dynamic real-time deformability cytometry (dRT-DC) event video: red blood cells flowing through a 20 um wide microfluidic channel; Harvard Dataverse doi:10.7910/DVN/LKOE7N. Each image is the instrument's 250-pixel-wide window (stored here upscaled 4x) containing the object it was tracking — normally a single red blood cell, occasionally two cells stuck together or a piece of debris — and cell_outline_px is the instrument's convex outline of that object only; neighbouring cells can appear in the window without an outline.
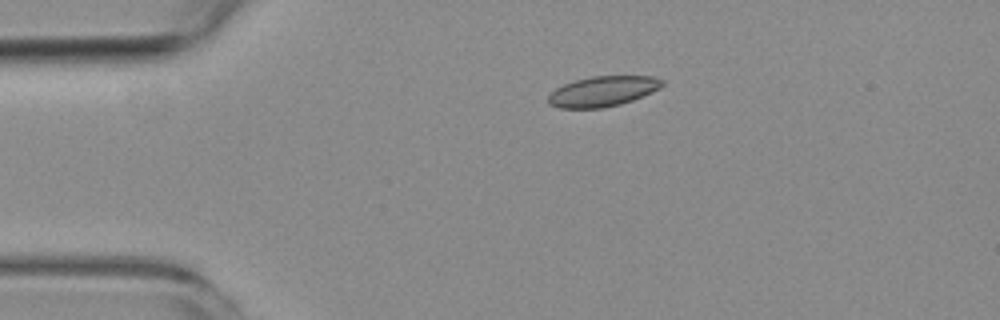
{"species": "common noctule bat (a hibernating species)", "species_latin": "Nyctalus noctula", "temperature_condition": "room temperature", "stored_images_in_passage": 4, "camera_frame_rate_fps": 3000, "um_per_image_px": 0.085, "animal": {"sex": "female", "body_mass_g": 19.3, "forearm_length_mm": 54.1}, "frame": {"image": 1, "passage_image": 3, "time_ms": 3.333, "image_size_px": [1000, 320], "cell_outline_px": [[664, 84], [660, 88], [632, 100], [620, 104], [604, 108], [560, 108], [548, 104], [548, 96], [556, 88], [564, 84], [576, 80], [592, 76], [652, 76], [664, 80]], "centroid_in_image_um": [51.23, 7.76], "position_along_channel_um": 33.8, "area_um2": 20.0}}